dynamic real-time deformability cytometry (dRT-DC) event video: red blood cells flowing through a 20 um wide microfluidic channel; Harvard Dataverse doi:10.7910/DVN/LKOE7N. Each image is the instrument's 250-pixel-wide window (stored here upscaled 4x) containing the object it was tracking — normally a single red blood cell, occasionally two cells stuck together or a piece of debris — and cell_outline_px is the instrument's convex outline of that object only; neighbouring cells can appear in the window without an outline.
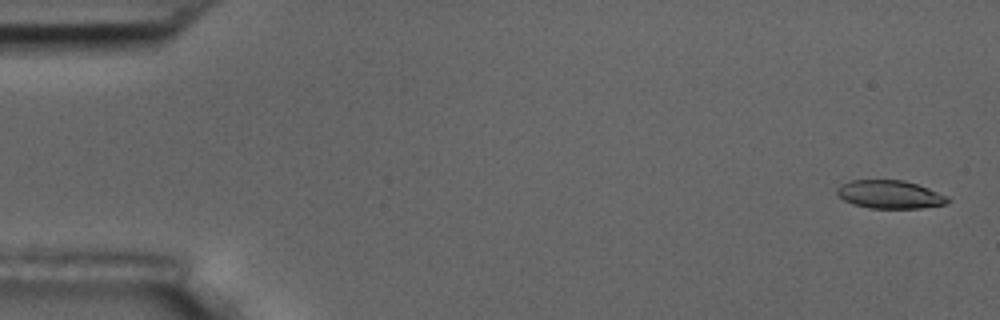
{"species": "common noctule bat (a hibernating species)", "species_latin": "Nyctalus noctula", "temperature_condition": "room temperature", "stored_images_in_passage": 6, "segment_of_instrument_passage": [1, 2], "camera_frame_rate_fps": 3000, "um_per_image_px": 0.085, "animal": {"sex": "male", "body_mass_g": 17.5, "forearm_length_mm": 52.3}, "frame": {"image": 1, "passage_image": 1, "time_ms": 0.0, "image_size_px": [1000, 320], "cell_outline_px": [[952, 200], [948, 204], [920, 208], [868, 208], [852, 204], [844, 200], [836, 192], [836, 188], [840, 184], [852, 180], [904, 180], [928, 188], [948, 196]], "centroid_in_image_um": [75.65, 16.53], "position_along_channel_um": 9.3, "area_um2": 18.32}}
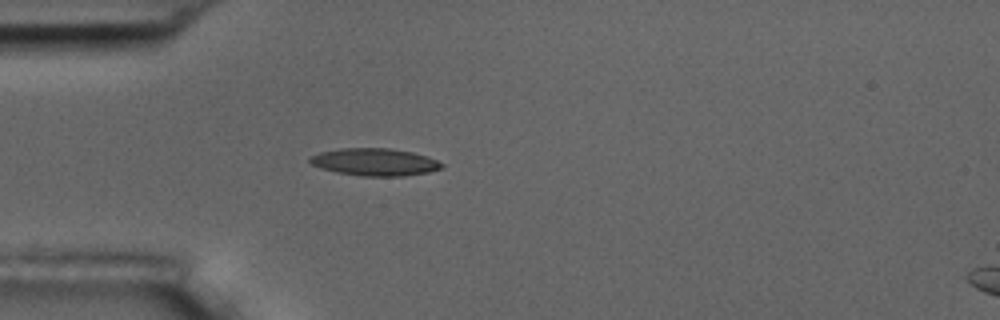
{"frame": {"image": 2, "passage_image": 5, "time_ms": 4.667, "image_size_px": [1000, 320], "cell_outline_px": [[444, 168], [428, 172], [404, 176], [364, 176], [336, 172], [320, 168], [312, 164], [308, 160], [312, 156], [320, 152], [340, 148], [388, 148], [412, 152], [428, 156], [444, 164]], "centroid_in_image_um": [31.88, 13.77], "position_along_channel_um": 53.1, "area_um2": 21.04}}